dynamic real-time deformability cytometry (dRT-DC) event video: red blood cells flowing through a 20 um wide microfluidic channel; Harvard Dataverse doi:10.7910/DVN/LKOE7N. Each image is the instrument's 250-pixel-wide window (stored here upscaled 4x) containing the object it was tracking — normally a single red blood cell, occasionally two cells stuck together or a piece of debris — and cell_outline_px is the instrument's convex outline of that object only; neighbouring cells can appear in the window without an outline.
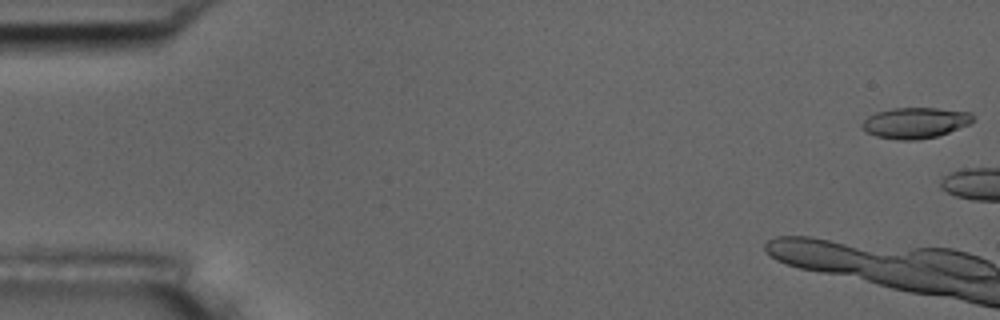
{"species": "common noctule bat (a hibernating species)", "species_latin": "Nyctalus noctula", "temperature_condition": "room temperature", "stored_images_in_passage": 5, "camera_frame_rate_fps": 3000, "um_per_image_px": 0.085, "animal": {"sex": "male", "body_mass_g": 17.5, "forearm_length_mm": 52.3}, "frame": {"image": 1, "passage_image": 1, "time_ms": 0.0, "image_size_px": [1000, 320], "cell_outline_px": [[972, 120], [968, 124], [948, 132], [936, 136], [916, 140], [896, 140], [876, 136], [864, 132], [860, 124], [868, 116], [876, 112], [892, 108], [936, 108], [972, 112]], "centroid_in_image_um": [77.73, 10.44], "position_along_channel_um": 7.3, "area_um2": 19.88}}